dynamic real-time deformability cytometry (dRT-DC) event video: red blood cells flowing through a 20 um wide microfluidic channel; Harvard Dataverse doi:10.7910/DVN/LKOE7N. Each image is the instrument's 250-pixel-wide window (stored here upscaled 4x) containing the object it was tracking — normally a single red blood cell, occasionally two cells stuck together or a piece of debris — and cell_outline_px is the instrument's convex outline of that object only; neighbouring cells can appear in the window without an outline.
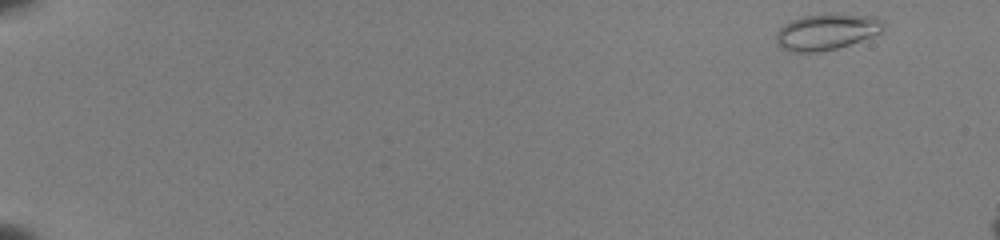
{"species": "common noctule bat (a hibernating species)", "species_latin": "Nyctalus noctula", "temperature_condition": "room temperature", "stored_images_in_passage": 17, "camera_frame_rate_fps": 3000, "um_per_image_px": 0.085, "animal": {"sex": "female", "body_mass_g": 22.0, "forearm_length_mm": 56.7}, "frame": {"image": 1, "passage_image": 1, "time_ms": 0.0, "image_size_px": [1000, 240], "cell_outline_px": [[880, 32], [860, 40], [836, 48], [816, 52], [788, 52], [776, 44], [776, 32], [784, 24], [792, 20], [804, 16], [824, 12], [832, 12], [876, 16], [880, 20]], "centroid_in_image_um": [70.18, 2.68], "position_along_channel_um": 14.8, "area_um2": 22.6}}